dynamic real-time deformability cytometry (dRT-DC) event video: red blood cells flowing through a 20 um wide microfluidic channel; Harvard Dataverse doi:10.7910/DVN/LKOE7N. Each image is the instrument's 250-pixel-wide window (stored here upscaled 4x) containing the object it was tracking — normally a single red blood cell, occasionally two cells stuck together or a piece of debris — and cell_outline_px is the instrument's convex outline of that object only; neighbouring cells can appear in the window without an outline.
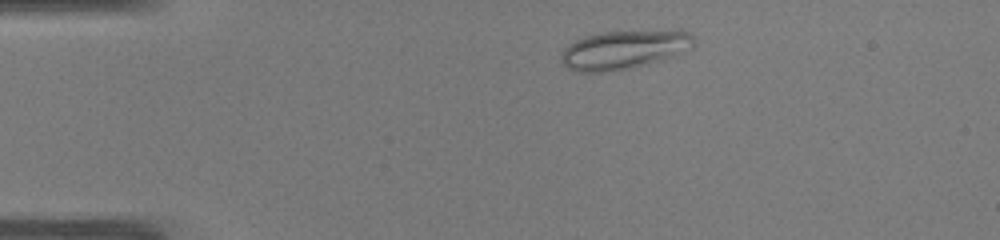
{"species": "common noctule bat (a hibernating species)", "species_latin": "Nyctalus noctula", "temperature_condition": "warm", "stored_images_in_passage": 42, "camera_frame_rate_fps": 3000, "um_per_image_px": 0.085, "animal": {"sex": "male", "body_mass_g": 19.0, "forearm_length_mm": 50.8}, "frame": {"image": 1, "passage_image": 2, "time_ms": 0.333, "image_size_px": [1000, 240], "cell_outline_px": [[692, 48], [676, 56], [648, 64], [604, 72], [576, 72], [568, 68], [560, 60], [560, 52], [568, 44], [576, 40], [600, 32], [680, 28], [688, 32], [692, 36]], "centroid_in_image_um": [53.08, 4.19], "position_along_channel_um": 31.9, "area_um2": 30.58}}
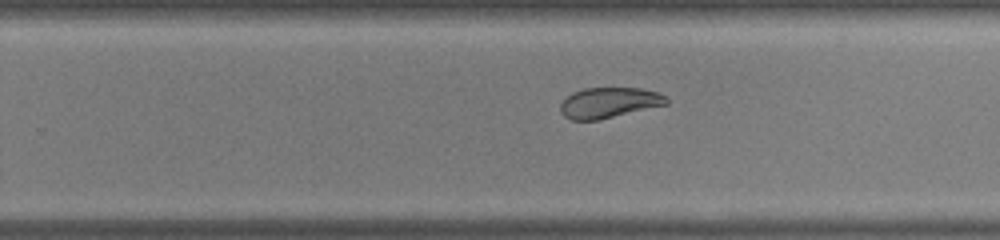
{"frame": {"image": 2, "passage_image": 24, "time_ms": 7.667, "image_size_px": [1000, 240], "cell_outline_px": [[668, 104], [600, 120], [572, 120], [564, 116], [560, 112], [560, 104], [572, 92], [584, 88], [640, 88], [660, 92], [668, 96]], "centroid_in_image_um": [51.8, 8.73], "position_along_channel_um": 278.0, "area_um2": 19.07}}
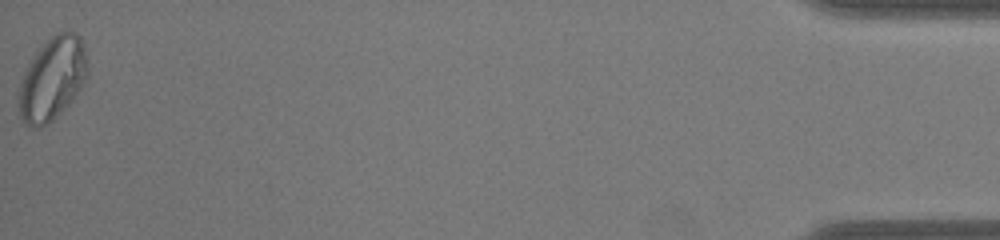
{"frame": {"image": 3, "passage_image": 42, "time_ms": 13.667, "image_size_px": [1000, 240], "cell_outline_px": [[88, 72], [84, 84], [68, 104], [48, 124], [40, 128], [32, 128], [20, 116], [16, 100], [20, 80], [36, 48], [40, 44], [56, 32], [64, 28], [76, 32], [80, 36], [84, 48], [88, 68]], "centroid_in_image_um": [4.42, 6.64], "position_along_channel_um": 430.8, "area_um2": 34.04}, "authors_computed_cell_mechanics": {"area_um2": 24.5072, "velocity_mm_per_s": 4.0851, "shape_relaxation_time_tau1_ms": null, "shape_relaxation_time_tau2_ms": 1.7418, "deformation_change_tau1": null, "deformation_change_tau2": 0.0795}}